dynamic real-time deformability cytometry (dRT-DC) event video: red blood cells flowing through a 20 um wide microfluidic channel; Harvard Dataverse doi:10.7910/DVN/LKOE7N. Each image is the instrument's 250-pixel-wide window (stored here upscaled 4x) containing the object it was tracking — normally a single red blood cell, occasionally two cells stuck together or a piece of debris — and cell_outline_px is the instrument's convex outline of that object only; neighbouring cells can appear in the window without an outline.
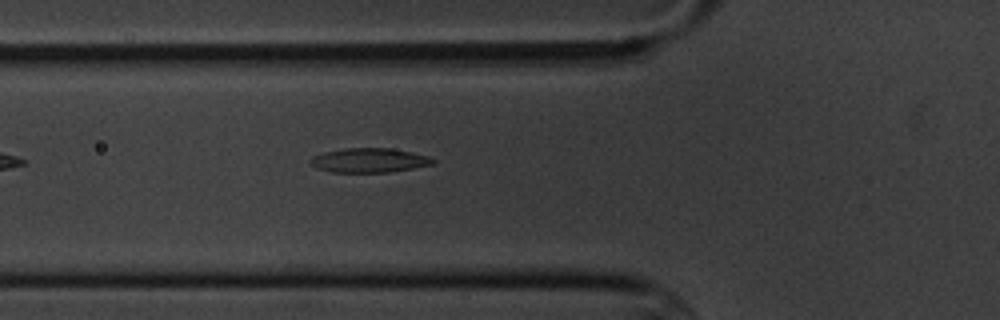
{"species": "common noctule bat (a hibernating species)", "species_latin": "Nyctalus noctula", "temperature_condition": "cold", "stored_images_in_passage": 3, "segment_of_instrument_passage": [1, 2], "camera_frame_rate_fps": 3000, "um_per_image_px": 0.085, "animal": {"sex": "male", "body_mass_g": 20.1, "forearm_length_mm": 53.5}, "frame": {"image": 1, "passage_image": 2, "time_ms": 1.0, "image_size_px": [1000, 320], "cell_outline_px": [[436, 160], [432, 164], [412, 168], [388, 172], [332, 172], [316, 168], [312, 164], [312, 156], [324, 152], [344, 148], [392, 148], [412, 152], [428, 156]], "centroid_in_image_um": [31.39, 13.62], "position_along_channel_um": 94.4, "area_um2": 17.22}}